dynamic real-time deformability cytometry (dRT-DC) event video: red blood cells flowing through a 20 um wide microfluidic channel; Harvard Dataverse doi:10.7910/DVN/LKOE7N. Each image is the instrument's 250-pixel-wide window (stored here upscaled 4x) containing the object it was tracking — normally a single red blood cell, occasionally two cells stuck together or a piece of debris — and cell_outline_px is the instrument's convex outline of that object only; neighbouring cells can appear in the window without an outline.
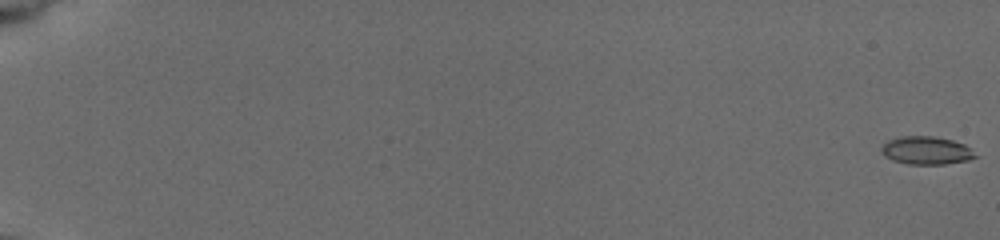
{"species": "common noctule bat (a hibernating species)", "species_latin": "Nyctalus noctula", "temperature_condition": "cold", "stored_images_in_passage": 31, "camera_frame_rate_fps": 3000, "um_per_image_px": 0.085, "animal": {"sex": "female", "body_mass_g": 19.5, "forearm_length_mm": 54.1}, "frame": {"image": 1, "passage_image": 1, "time_ms": 0.0, "image_size_px": [1000, 240], "cell_outline_px": [[980, 156], [968, 160], [944, 164], [908, 164], [892, 160], [884, 156], [880, 148], [888, 140], [900, 136], [936, 136], [952, 140], [964, 144]], "centroid_in_image_um": [78.75, 12.79], "position_along_channel_um": 6.3, "area_um2": 15.43}}
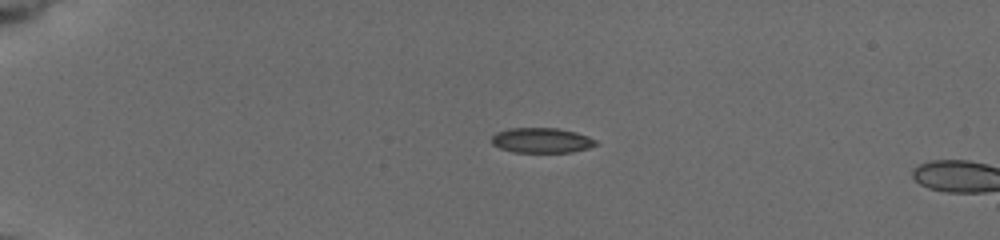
{"frame": {"image": 2, "passage_image": 28, "time_ms": 5.0, "image_size_px": [1000, 240], "cell_outline_px": [[596, 144], [588, 148], [572, 152], [512, 152], [500, 148], [492, 144], [492, 136], [496, 132], [508, 128], [556, 128], [576, 132], [588, 136], [596, 140]], "centroid_in_image_um": [46.01, 11.93], "position_along_channel_um": 39.0, "area_um2": 15.2}}